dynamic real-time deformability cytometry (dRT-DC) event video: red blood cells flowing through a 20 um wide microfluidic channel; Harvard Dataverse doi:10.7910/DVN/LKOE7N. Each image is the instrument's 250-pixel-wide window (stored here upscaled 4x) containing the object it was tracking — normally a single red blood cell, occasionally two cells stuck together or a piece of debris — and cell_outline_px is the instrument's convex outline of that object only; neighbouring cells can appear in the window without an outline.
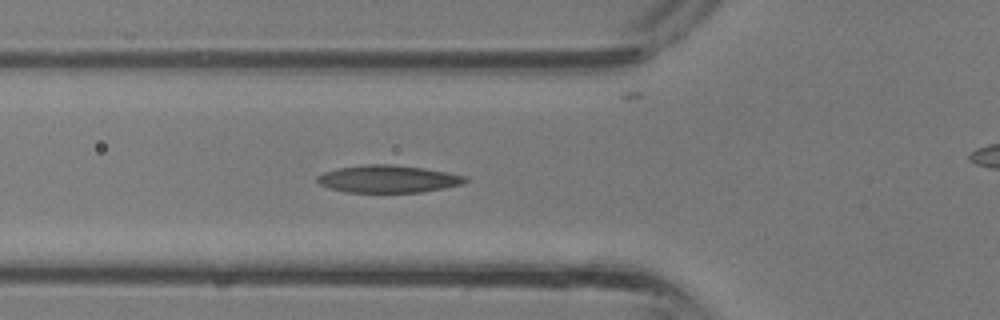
{"species": "common noctule bat (a hibernating species)", "species_latin": "Nyctalus noctula", "temperature_condition": "room temperature", "stored_images_in_passage": 34, "camera_frame_rate_fps": 3000, "um_per_image_px": 0.085, "animal": {"sex": "male", "body_mass_g": 13.3}, "frame": {"image": 1, "passage_image": 10, "time_ms": 3.0, "image_size_px": [1000, 320], "cell_outline_px": [[468, 180], [464, 184], [444, 188], [420, 192], [344, 192], [328, 188], [320, 184], [316, 180], [316, 176], [324, 172], [336, 168], [364, 164], [388, 164], [424, 168], [464, 176]], "centroid_in_image_um": [32.93, 15.21], "position_along_channel_um": 92.9, "area_um2": 23.64}}
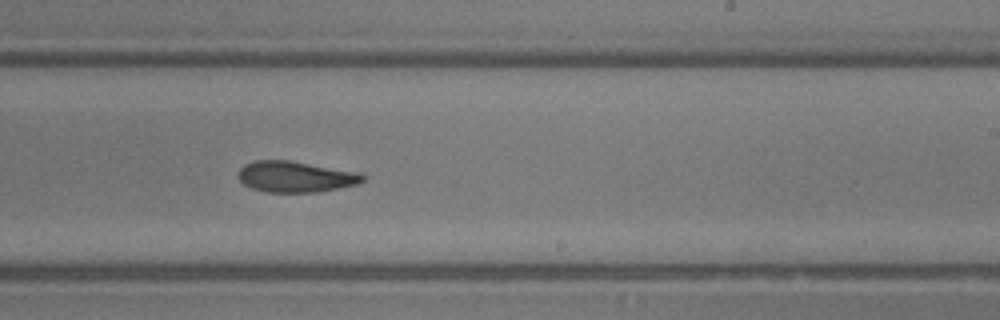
{"frame": {"image": 2, "passage_image": 19, "time_ms": 6.0, "image_size_px": [1000, 320], "cell_outline_px": [[364, 180], [356, 184], [316, 192], [268, 192], [252, 188], [244, 184], [240, 180], [240, 168], [244, 164], [256, 160], [288, 160], [360, 172], [364, 176]], "centroid_in_image_um": [25.12, 15.01], "position_along_channel_um": 263.9, "area_um2": 22.2}}
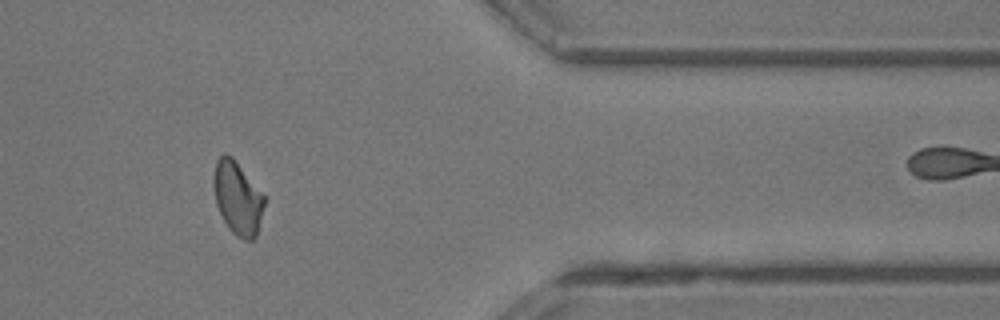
{"frame": {"image": 3, "passage_image": 27, "time_ms": 8.667, "image_size_px": [1000, 320], "cell_outline_px": [[264, 204], [256, 236], [252, 240], [244, 240], [236, 236], [228, 228], [216, 204], [212, 184], [212, 176], [216, 160], [224, 152], [232, 156], [264, 196]], "centroid_in_image_um": [20.15, 16.81], "position_along_channel_um": 391.3, "area_um2": 21.5}}